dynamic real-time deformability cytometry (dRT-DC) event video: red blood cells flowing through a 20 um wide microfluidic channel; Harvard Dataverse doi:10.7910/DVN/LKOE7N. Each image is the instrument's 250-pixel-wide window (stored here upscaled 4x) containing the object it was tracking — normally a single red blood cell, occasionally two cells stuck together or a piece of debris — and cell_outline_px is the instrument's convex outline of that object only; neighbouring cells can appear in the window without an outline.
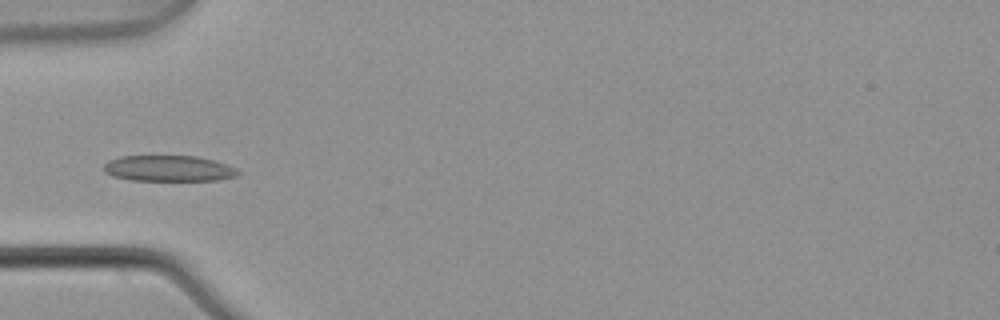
{"species": "common noctule bat (a hibernating species)", "species_latin": "Nyctalus noctula", "temperature_condition": "warm", "stored_images_in_passage": 5, "camera_frame_rate_fps": 3000, "um_per_image_px": 0.085, "animal": {"sex": "male", "body_mass_g": 21.5, "forearm_length_mm": 52.0}, "frame": {"image": 1, "passage_image": 5, "time_ms": 1.333, "image_size_px": [1000, 320], "cell_outline_px": [[240, 172], [236, 176], [216, 180], [132, 180], [112, 176], [104, 172], [104, 164], [108, 160], [120, 156], [196, 156], [212, 160], [236, 168]], "centroid_in_image_um": [14.29, 14.31], "position_along_channel_um": 70.7, "area_um2": 20.11}}